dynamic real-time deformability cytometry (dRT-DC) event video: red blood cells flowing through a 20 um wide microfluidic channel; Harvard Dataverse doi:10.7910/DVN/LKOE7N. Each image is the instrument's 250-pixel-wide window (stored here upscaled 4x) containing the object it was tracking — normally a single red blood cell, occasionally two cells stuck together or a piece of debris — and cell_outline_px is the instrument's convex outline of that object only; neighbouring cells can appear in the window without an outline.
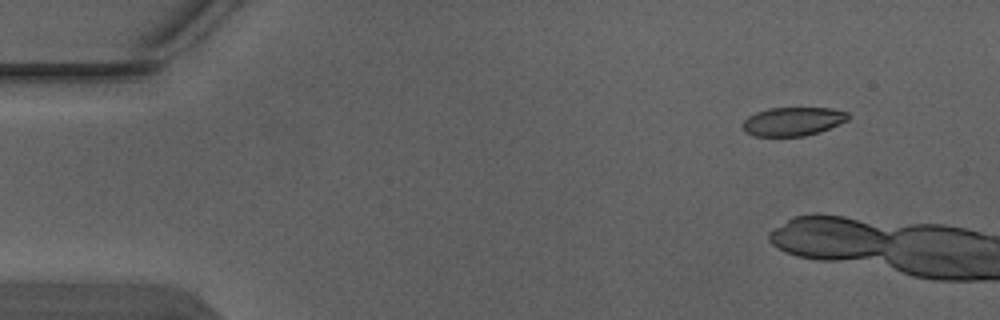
{"species": "Egyptian fruit bat (a non-hibernating species)", "species_latin": "Rousettus aegyptiacus", "temperature_condition": "warm", "stored_images_in_passage": 3, "camera_frame_rate_fps": 3000, "um_per_image_px": 0.085, "animal": {"sex": "male"}, "frame": {"image": 1, "passage_image": 1, "time_ms": 0.0, "image_size_px": [1000, 320], "cell_outline_px": [[848, 120], [820, 132], [804, 136], [752, 136], [744, 132], [740, 124], [748, 116], [756, 112], [768, 108], [832, 108], [848, 112]], "centroid_in_image_um": [67.35, 10.33], "position_along_channel_um": 17.7, "area_um2": 17.8}}